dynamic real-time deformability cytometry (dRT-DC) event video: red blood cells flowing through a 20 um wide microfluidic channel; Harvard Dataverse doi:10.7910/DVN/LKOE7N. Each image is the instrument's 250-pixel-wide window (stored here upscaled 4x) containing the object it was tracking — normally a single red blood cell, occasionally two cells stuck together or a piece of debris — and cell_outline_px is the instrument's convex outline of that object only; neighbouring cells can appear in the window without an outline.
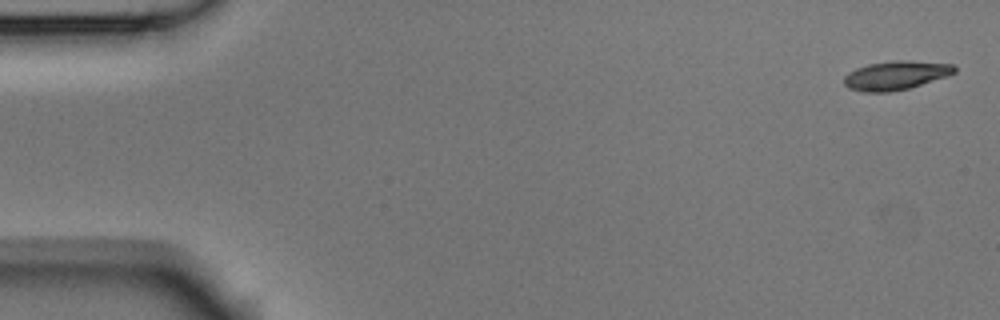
{"species": "Egyptian fruit bat (a non-hibernating species)", "species_latin": "Rousettus aegyptiacus", "temperature_condition": "room temperature", "stored_images_in_passage": 5, "camera_frame_rate_fps": 3000, "um_per_image_px": 0.085, "animal": {"sex": "male"}, "frame": {"image": 1, "passage_image": 1, "time_ms": 0.0, "image_size_px": [1000, 320], "cell_outline_px": [[956, 72], [948, 76], [908, 88], [888, 92], [864, 92], [848, 88], [844, 84], [844, 76], [848, 72], [856, 68], [868, 64], [896, 60], [908, 60], [956, 64]], "centroid_in_image_um": [76.16, 6.39], "position_along_channel_um": 8.8, "area_um2": 18.67}}
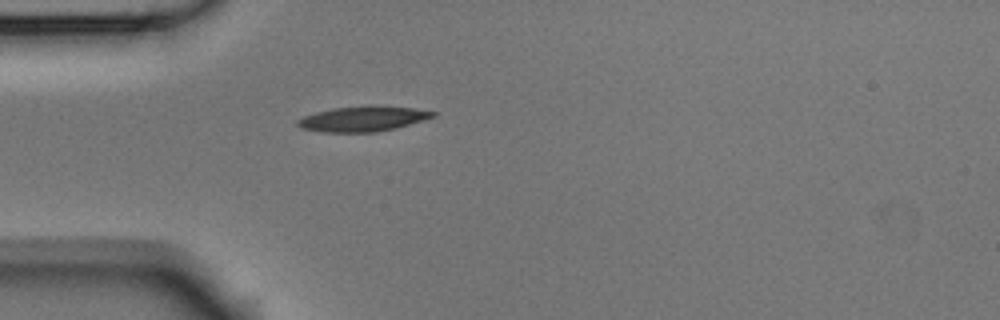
{"frame": {"image": 2, "passage_image": 5, "time_ms": 1.333, "image_size_px": [1000, 320], "cell_outline_px": [[436, 116], [424, 120], [396, 128], [376, 132], [320, 132], [300, 128], [296, 124], [296, 120], [304, 116], [316, 112], [332, 108], [412, 108], [436, 112]], "centroid_in_image_um": [30.78, 10.15], "position_along_channel_um": 54.2, "area_um2": 19.02}}